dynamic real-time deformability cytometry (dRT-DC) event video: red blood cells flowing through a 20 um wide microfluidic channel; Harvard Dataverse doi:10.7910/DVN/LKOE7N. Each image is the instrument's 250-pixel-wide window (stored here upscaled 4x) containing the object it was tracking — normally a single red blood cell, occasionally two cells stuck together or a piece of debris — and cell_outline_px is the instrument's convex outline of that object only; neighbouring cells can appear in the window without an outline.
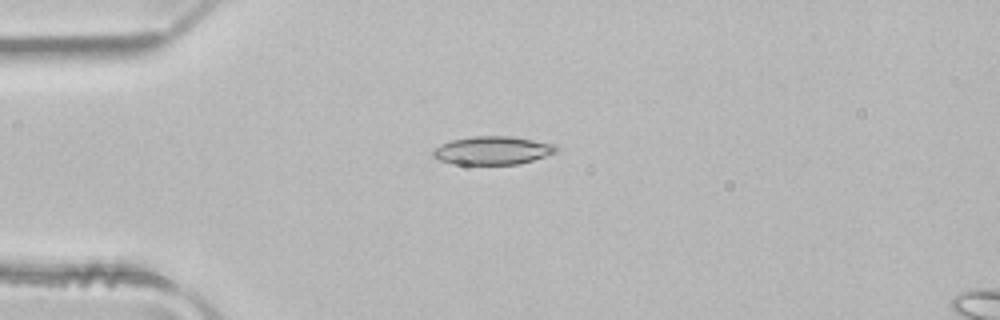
{"species": "common noctule bat (a hibernating species)", "species_latin": "Nyctalus noctula", "temperature_condition": "room temperature", "stored_images_in_passage": 2, "camera_frame_rate_fps": 3000, "um_per_image_px": 0.085, "animal": {"sex": "male", "body_mass_g": 21.5, "forearm_length_mm": 52.0}, "frame": {"image": 1, "passage_image": 1, "time_ms": 0.0, "image_size_px": [1000, 320], "cell_outline_px": [[560, 148], [556, 152], [520, 164], [460, 164], [440, 160], [432, 156], [432, 152], [440, 144], [452, 140], [472, 136], [512, 136], [556, 144]], "centroid_in_image_um": [41.9, 12.77], "position_along_channel_um": 43.1, "area_um2": 20.23}}